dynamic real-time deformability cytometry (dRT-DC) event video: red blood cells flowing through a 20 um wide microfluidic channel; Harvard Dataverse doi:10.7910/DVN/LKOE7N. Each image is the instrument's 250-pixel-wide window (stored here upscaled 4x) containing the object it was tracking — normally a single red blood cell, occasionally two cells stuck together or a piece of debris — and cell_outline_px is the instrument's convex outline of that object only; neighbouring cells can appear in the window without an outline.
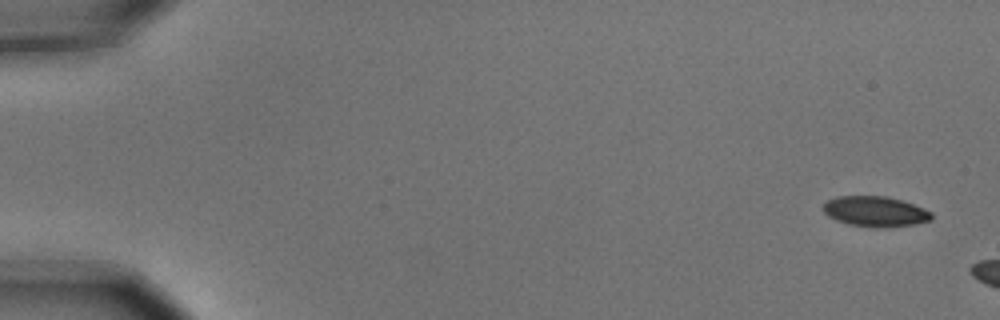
{"species": "common noctule bat (a hibernating species)", "species_latin": "Nyctalus noctula", "temperature_condition": "cold", "stored_images_in_passage": 3, "camera_frame_rate_fps": 3000, "um_per_image_px": 0.085, "animal": {"sex": "male", "body_mass_g": 15.6}, "frame": {"image": 1, "passage_image": 1, "time_ms": 0.0, "image_size_px": [1000, 320], "cell_outline_px": [[932, 220], [916, 224], [876, 228], [848, 224], [836, 220], [828, 216], [824, 212], [824, 204], [828, 200], [836, 196], [888, 196], [924, 208], [932, 212]], "centroid_in_image_um": [74.4, 17.98], "position_along_channel_um": 10.6, "area_um2": 19.13}}